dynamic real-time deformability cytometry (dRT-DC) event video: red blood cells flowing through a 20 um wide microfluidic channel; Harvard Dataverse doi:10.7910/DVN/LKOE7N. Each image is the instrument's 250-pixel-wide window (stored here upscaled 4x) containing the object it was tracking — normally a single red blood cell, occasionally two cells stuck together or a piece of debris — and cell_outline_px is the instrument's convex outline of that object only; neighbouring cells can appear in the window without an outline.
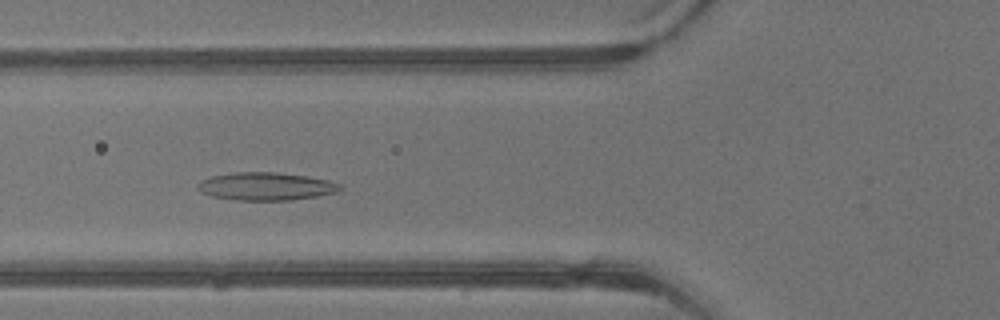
{"species": "common noctule bat (a hibernating species)", "species_latin": "Nyctalus noctula", "temperature_condition": "warm", "stored_images_in_passage": 40, "camera_frame_rate_fps": 3000, "um_per_image_px": 0.085, "animal": {"sex": "male", "body_mass_g": 13.3}, "frame": {"image": 1, "passage_image": 14, "time_ms": 4.333, "image_size_px": [1000, 320], "cell_outline_px": [[344, 188], [336, 192], [316, 196], [292, 200], [232, 200], [212, 196], [200, 192], [196, 188], [196, 184], [200, 180], [212, 176], [236, 172], [276, 172], [308, 176], [328, 180], [340, 184]], "centroid_in_image_um": [22.58, 15.84], "position_along_channel_um": 103.2, "area_um2": 23.29}}
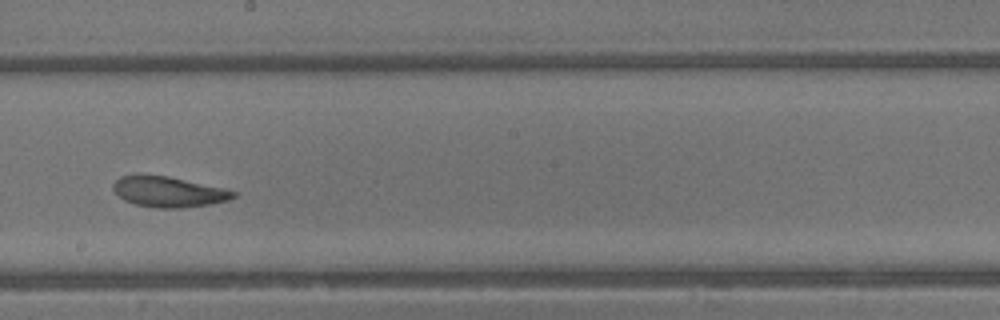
{"frame": {"image": 2, "passage_image": 22, "time_ms": 7.0, "image_size_px": [1000, 320], "cell_outline_px": [[236, 196], [228, 200], [208, 204], [180, 208], [156, 208], [136, 204], [124, 200], [112, 188], [112, 184], [120, 176], [168, 176], [224, 188], [236, 192]], "centroid_in_image_um": [14.33, 16.31], "position_along_channel_um": 233.9, "area_um2": 20.92}}
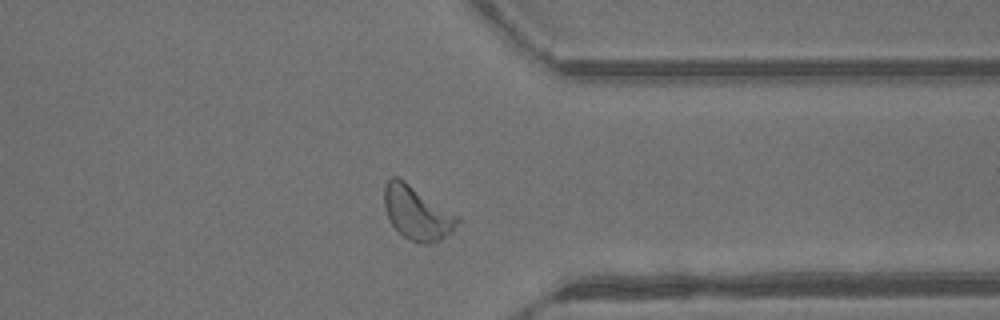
{"frame": {"image": 3, "passage_image": 31, "time_ms": 10.0, "image_size_px": [1000, 320], "cell_outline_px": [[460, 220], [452, 232], [440, 240], [428, 244], [424, 244], [412, 240], [404, 236], [392, 224], [384, 208], [384, 184], [392, 176], [400, 176], [460, 216]], "centroid_in_image_um": [35.46, 18.05], "position_along_channel_um": 375.9, "area_um2": 23.18}, "authors_computed_cell_mechanics": {"area_um2": 23.2067, "velocity_mm_per_s": 4.903, "shape_relaxation_time_tau1_ms": 6.4259, "shape_relaxation_time_tau2_ms": 1.3303, "deformation_change_tau1": 0.1715, "deformation_change_tau2": 0.0765}}